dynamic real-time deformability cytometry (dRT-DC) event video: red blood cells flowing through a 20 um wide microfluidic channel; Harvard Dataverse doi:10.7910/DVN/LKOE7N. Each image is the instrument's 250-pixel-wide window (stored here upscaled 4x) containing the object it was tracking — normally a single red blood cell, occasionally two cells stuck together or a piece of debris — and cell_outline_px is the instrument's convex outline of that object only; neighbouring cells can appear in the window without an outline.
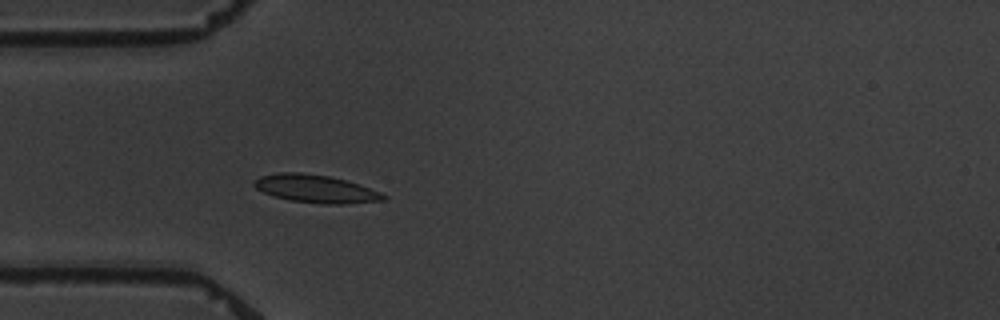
{"species": "common noctule bat (a hibernating species)", "species_latin": "Nyctalus noctula", "temperature_condition": "warm", "stored_images_in_passage": 4, "camera_frame_rate_fps": 3000, "um_per_image_px": 0.085, "animal": {"sex": "male", "body_mass_g": 19.5, "forearm_length_mm": 54.6}, "frame": {"image": 1, "passage_image": 4, "time_ms": 3.667, "image_size_px": [1000, 320], "cell_outline_px": [[388, 196], [384, 200], [344, 204], [320, 204], [292, 200], [272, 196], [256, 188], [252, 184], [252, 180], [260, 176], [280, 172], [300, 172], [328, 176], [344, 180], [380, 192]], "centroid_in_image_um": [26.78, 16.05], "position_along_channel_um": 58.2, "area_um2": 20.87}}